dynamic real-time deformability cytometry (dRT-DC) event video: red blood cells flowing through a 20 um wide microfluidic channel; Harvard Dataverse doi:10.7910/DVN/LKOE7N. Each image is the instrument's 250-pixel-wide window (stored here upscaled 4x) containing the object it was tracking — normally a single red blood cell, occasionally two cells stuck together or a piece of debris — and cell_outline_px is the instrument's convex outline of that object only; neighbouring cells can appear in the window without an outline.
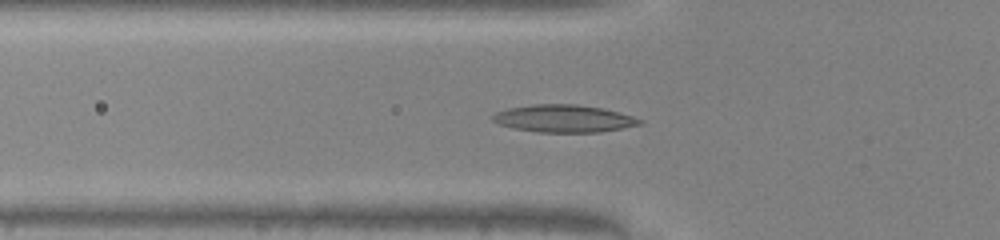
{"species": "common noctule bat (a hibernating species)", "species_latin": "Nyctalus noctula", "temperature_condition": "warm", "stored_images_in_passage": 28, "camera_frame_rate_fps": 3000, "um_per_image_px": 0.085, "animal": {"sex": "male", "body_mass_g": 20.0, "forearm_length_mm": 53.3}, "frame": {"image": 1, "passage_image": 3, "time_ms": 0.667, "image_size_px": [1000, 240], "cell_outline_px": [[644, 124], [600, 132], [536, 132], [512, 128], [500, 124], [492, 120], [492, 116], [496, 112], [508, 108], [532, 104], [576, 104], [604, 108], [632, 116], [644, 120]], "centroid_in_image_um": [47.94, 10.07], "position_along_channel_um": 77.9, "area_um2": 23.64}}
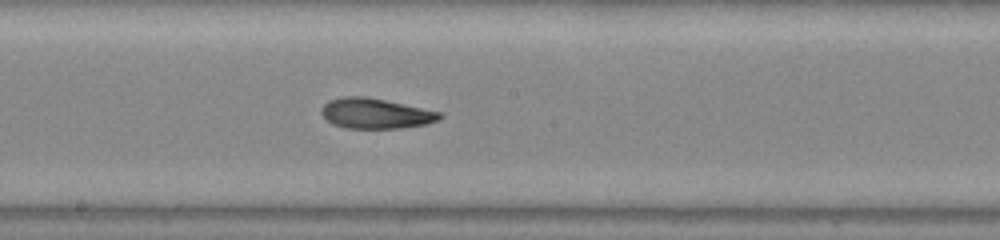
{"frame": {"image": 2, "passage_image": 13, "time_ms": 4.0, "image_size_px": [1000, 240], "cell_outline_px": [[444, 116], [436, 120], [424, 124], [400, 128], [344, 128], [332, 124], [320, 112], [320, 108], [328, 100], [344, 96], [364, 96], [384, 100], [440, 112]], "centroid_in_image_um": [31.86, 9.64], "position_along_channel_um": 216.3, "area_um2": 20.63}}
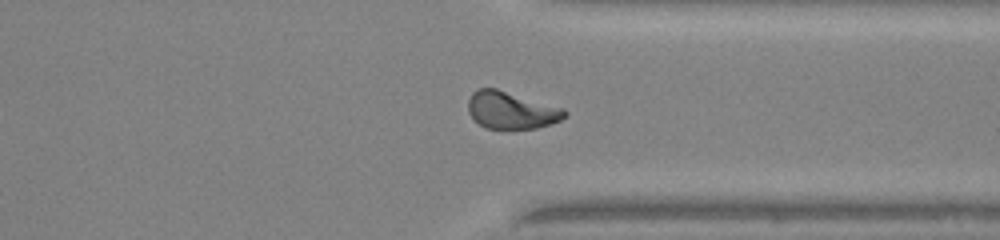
{"frame": {"image": 3, "passage_image": 24, "time_ms": 7.667, "image_size_px": [1000, 240], "cell_outline_px": [[568, 116], [560, 120], [536, 128], [484, 128], [468, 112], [468, 100], [472, 92], [476, 88], [496, 88], [564, 108], [568, 112]], "centroid_in_image_um": [43.46, 9.35], "position_along_channel_um": 367.9, "area_um2": 20.87}, "authors_computed_cell_mechanics": {"area_um2": 20.8658, "velocity_mm_per_s": 4.1411, "shape_relaxation_time_tau1_ms": null, "shape_relaxation_time_tau2_ms": 1.5709, "deformation_change_tau1": null, "deformation_change_tau2": 0.0801}}